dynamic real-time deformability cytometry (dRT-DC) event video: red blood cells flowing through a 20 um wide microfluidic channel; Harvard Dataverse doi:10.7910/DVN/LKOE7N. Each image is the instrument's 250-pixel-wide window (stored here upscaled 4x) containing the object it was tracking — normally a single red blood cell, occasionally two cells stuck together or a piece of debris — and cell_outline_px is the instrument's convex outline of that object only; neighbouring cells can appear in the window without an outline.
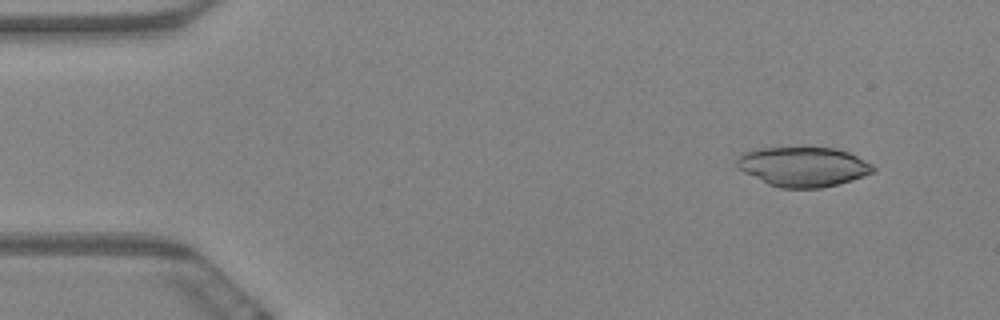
{"species": "Egyptian fruit bat (a non-hibernating species)", "species_latin": "Rousettus aegyptiacus", "temperature_condition": "warm", "stored_images_in_passage": 9, "camera_frame_rate_fps": 3000, "um_per_image_px": 0.085, "animal": {"sex": "female"}, "frame": {"image": 1, "passage_image": 1, "time_ms": 0.0, "image_size_px": [1000, 320], "cell_outline_px": [[876, 172], [852, 180], [820, 188], [780, 188], [768, 184], [744, 172], [736, 164], [736, 160], [744, 152], [760, 148], [836, 148], [848, 152], [872, 164], [876, 168]], "centroid_in_image_um": [68.3, 14.17], "position_along_channel_um": 16.7, "area_um2": 31.27}}
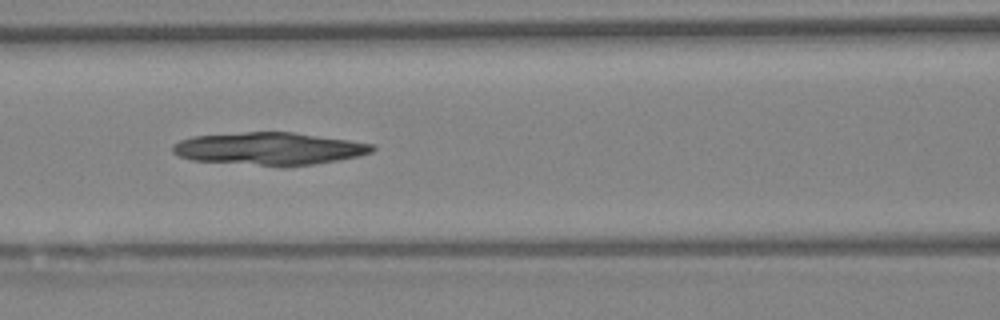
{"frame": {"image": 2, "passage_image": 7, "time_ms": 2.0, "image_size_px": [1000, 320], "cell_outline_px": [[376, 148], [372, 152], [360, 156], [340, 160], [316, 164], [284, 168], [280, 168], [192, 160], [180, 156], [172, 152], [172, 144], [180, 140], [192, 136], [244, 132], [292, 132], [376, 144]], "centroid_in_image_um": [22.91, 12.66], "position_along_channel_um": 143.7, "area_um2": 38.67}}
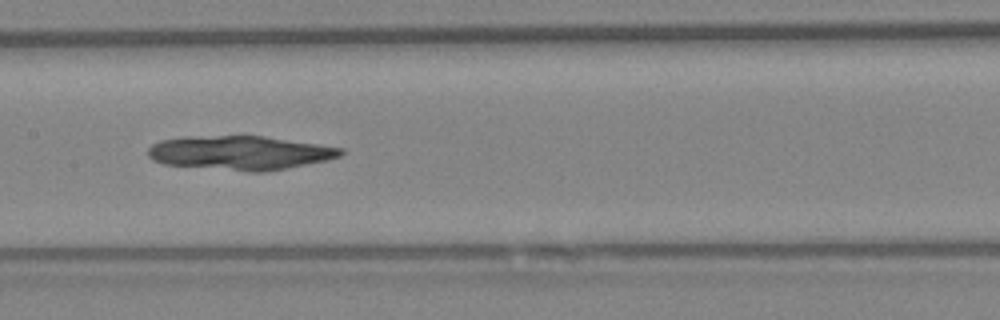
{"frame": {"image": 3, "passage_image": 8, "time_ms": 2.333, "image_size_px": [1000, 320], "cell_outline_px": [[344, 152], [340, 156], [328, 160], [264, 172], [248, 172], [164, 164], [152, 160], [148, 156], [148, 148], [152, 144], [160, 140], [184, 136], [264, 136], [344, 148]], "centroid_in_image_um": [20.38, 12.99], "position_along_channel_um": 187.0, "area_um2": 38.32}}